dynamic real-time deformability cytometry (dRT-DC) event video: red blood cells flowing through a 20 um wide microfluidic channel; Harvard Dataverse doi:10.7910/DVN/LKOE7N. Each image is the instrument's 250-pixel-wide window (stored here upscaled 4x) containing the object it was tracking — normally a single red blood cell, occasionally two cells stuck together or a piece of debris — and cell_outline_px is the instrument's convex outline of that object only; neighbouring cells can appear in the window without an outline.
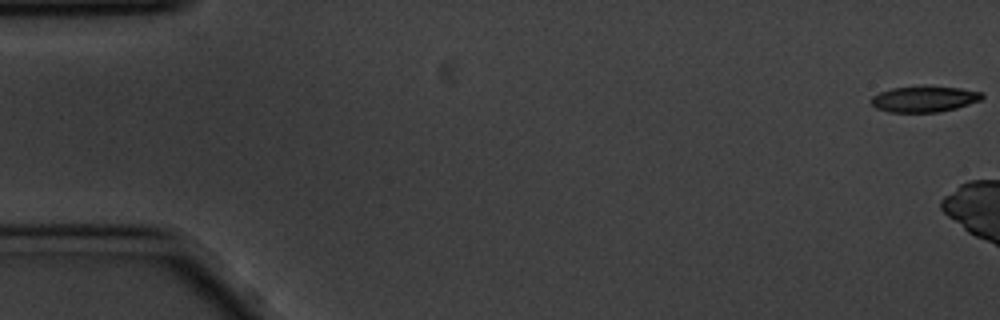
{"species": "common noctule bat (a hibernating species)", "species_latin": "Nyctalus noctula", "temperature_condition": "cold", "stored_images_in_passage": 1, "camera_frame_rate_fps": 3000, "um_per_image_px": 0.085, "animal": {"sex": "male", "body_mass_g": 20.1, "forearm_length_mm": 53.5}, "frame": {"image": 1, "passage_image": 1, "time_ms": 0.0, "image_size_px": [1000, 320], "cell_outline_px": [[236, 304], [108, 252], [104, 248], [128, 248], [180, 252], [188, 256], [208, 268], [224, 280], [228, 284], [236, 296]], "centroid_in_image_um": [15.19, 22.92], "position_along_channel_um": 69.8, "area_um2": 18.26}}